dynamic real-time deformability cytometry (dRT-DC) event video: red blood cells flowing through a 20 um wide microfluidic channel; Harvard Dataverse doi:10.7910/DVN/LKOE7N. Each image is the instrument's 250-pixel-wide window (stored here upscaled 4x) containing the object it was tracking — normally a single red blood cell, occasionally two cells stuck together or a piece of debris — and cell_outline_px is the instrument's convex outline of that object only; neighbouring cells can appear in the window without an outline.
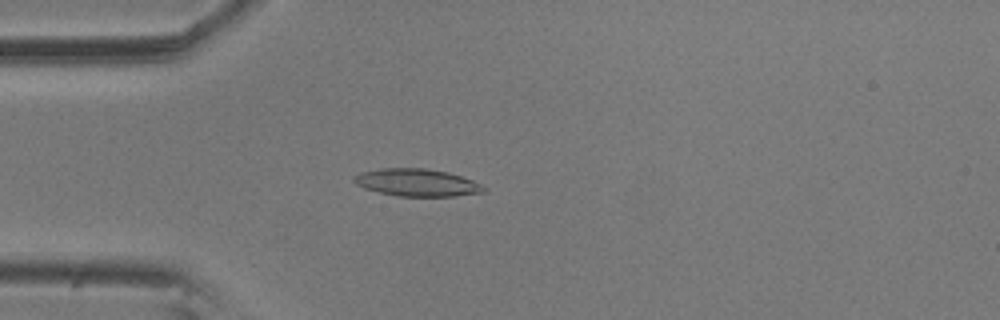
{"species": "common noctule bat (a hibernating species)", "species_latin": "Nyctalus noctula", "temperature_condition": "room temperature", "stored_images_in_passage": 32, "camera_frame_rate_fps": 3000, "um_per_image_px": 0.085, "animal": {"sex": "male", "body_mass_g": 20.5, "forearm_length_mm": 52.5}, "frame": {"image": 1, "passage_image": 4, "time_ms": 1.0, "image_size_px": [1000, 320], "cell_outline_px": [[488, 188], [484, 192], [456, 196], [396, 196], [364, 188], [356, 184], [352, 180], [352, 176], [360, 172], [384, 168], [424, 168], [448, 172], [472, 180]], "centroid_in_image_um": [35.43, 15.52], "position_along_channel_um": 49.6, "area_um2": 20.75}}
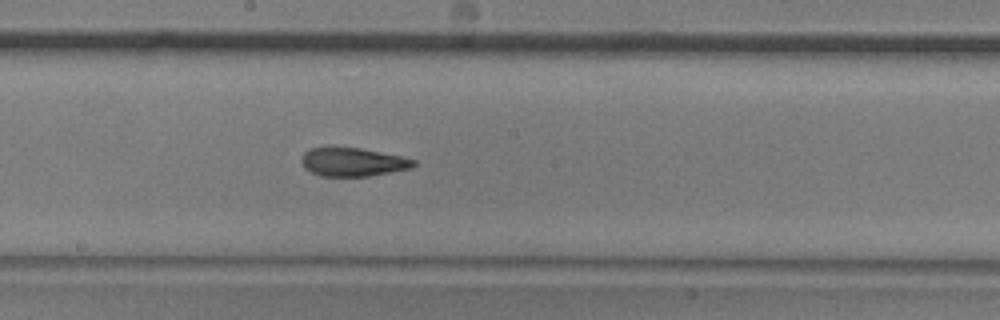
{"frame": {"image": 2, "passage_image": 19, "time_ms": 6.0, "image_size_px": [1000, 320], "cell_outline_px": [[416, 164], [412, 168], [368, 176], [320, 176], [304, 168], [300, 160], [304, 152], [312, 148], [360, 148], [400, 156], [416, 160]], "centroid_in_image_um": [29.98, 13.78], "position_along_channel_um": 218.2, "area_um2": 18.44}}
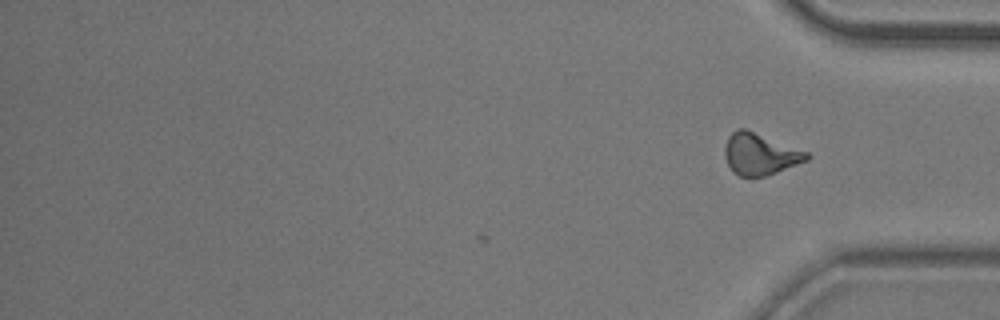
{"frame": {"image": 3, "passage_image": 32, "time_ms": 10.333, "image_size_px": [1000, 320], "cell_outline_px": [[812, 156], [808, 160], [776, 172], [764, 176], [740, 176], [732, 172], [724, 156], [724, 148], [728, 136], [736, 128], [744, 128], [808, 152]], "centroid_in_image_um": [64.58, 13.09], "position_along_channel_um": 370.6, "area_um2": 19.77}, "authors_computed_cell_mechanics": {"area_um2": 19.2763, "velocity_mm_per_s": 3.5576, "shape_relaxation_time_tau1_ms": 10.1331, "shape_relaxation_time_tau2_ms": 2.4581, "deformation_change_tau1": 0.2421, "deformation_change_tau2": 0.1036}}